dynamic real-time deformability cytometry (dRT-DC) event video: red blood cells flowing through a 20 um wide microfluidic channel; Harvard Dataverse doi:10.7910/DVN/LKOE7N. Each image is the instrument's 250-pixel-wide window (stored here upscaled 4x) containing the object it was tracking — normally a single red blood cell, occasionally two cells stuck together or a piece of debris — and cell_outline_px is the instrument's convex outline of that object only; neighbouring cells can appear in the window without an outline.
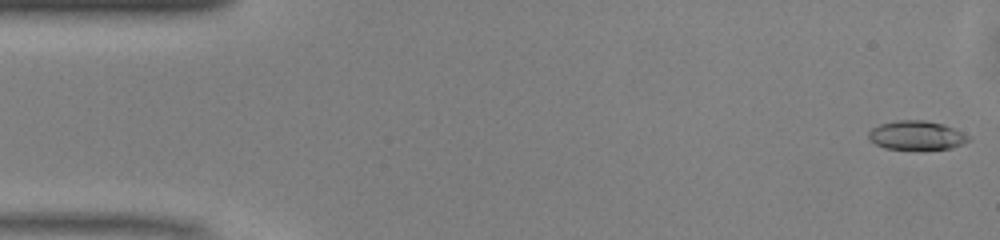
{"species": "common noctule bat (a hibernating species)", "species_latin": "Nyctalus noctula", "temperature_condition": "warm", "stored_images_in_passage": 10, "camera_frame_rate_fps": 3000, "um_per_image_px": 0.085, "animal": {"sex": "male", "body_mass_g": 13.0, "forearm_length_mm": 53.1}, "frame": {"image": 1, "passage_image": 1, "time_ms": 0.0, "image_size_px": [1000, 240], "cell_outline_px": [[972, 140], [964, 144], [952, 148], [924, 152], [920, 152], [884, 148], [868, 140], [868, 132], [872, 128], [880, 124], [896, 120], [924, 120], [944, 124], [972, 136]], "centroid_in_image_um": [77.95, 11.55], "position_along_channel_um": 7.0, "area_um2": 17.92}}